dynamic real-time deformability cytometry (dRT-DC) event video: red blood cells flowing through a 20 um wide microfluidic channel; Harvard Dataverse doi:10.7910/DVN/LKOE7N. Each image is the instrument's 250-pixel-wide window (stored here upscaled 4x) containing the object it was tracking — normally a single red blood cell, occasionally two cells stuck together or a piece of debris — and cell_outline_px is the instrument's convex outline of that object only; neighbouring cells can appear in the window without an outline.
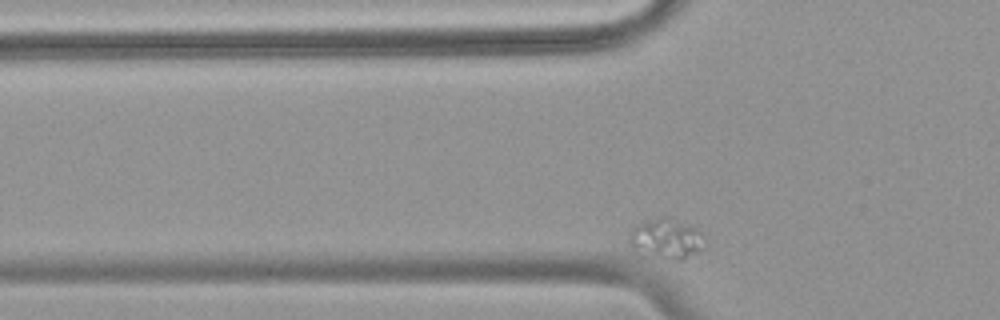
{"species": "common noctule bat (a hibernating species)", "species_latin": "Nyctalus noctula", "temperature_condition": "warm", "stored_images_in_passage": 55, "camera_frame_rate_fps": 3000, "um_per_image_px": 0.085, "animal": {"sex": "female", "body_mass_g": 18.4}, "frame": {"image": 1, "passage_image": 12, "time_ms": 3.667, "image_size_px": [1000, 320], "cell_outline_px": [[700, 248], [696, 252], [680, 260], [636, 256], [628, 244], [628, 232], [636, 224], [664, 216], [668, 216], [696, 228], [700, 232]], "centroid_in_image_um": [56.45, 20.32], "position_along_channel_um": 69.4, "area_um2": 17.8}}
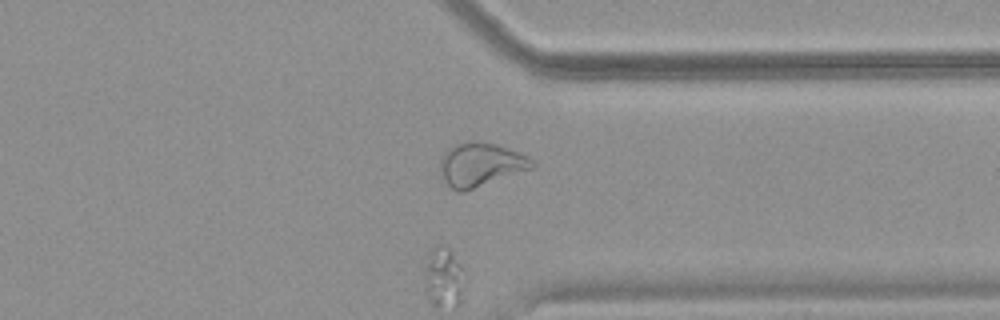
{"frame": {"image": 2, "passage_image": 43, "time_ms": 14.0, "image_size_px": [1000, 320], "cell_outline_px": [[536, 164], [532, 168], [464, 192], [460, 192], [452, 188], [440, 176], [440, 164], [444, 152], [448, 148], [456, 144], [468, 140], [476, 140], [496, 144], [528, 156]], "centroid_in_image_um": [40.83, 13.98], "position_along_channel_um": 370.6, "area_um2": 23.35}}
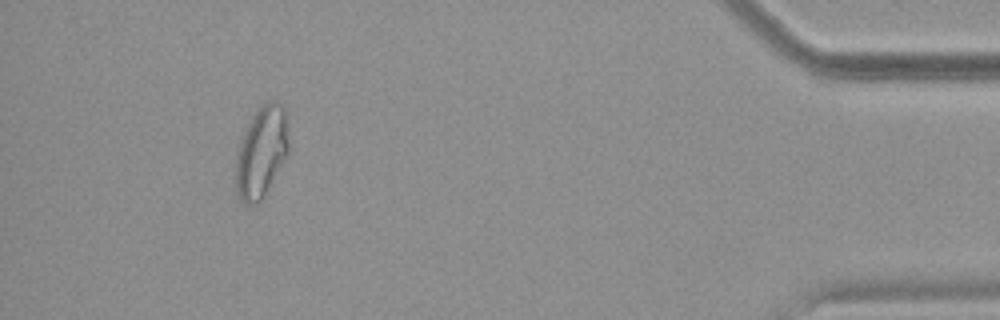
{"frame": {"image": 3, "passage_image": 51, "time_ms": 16.667, "image_size_px": [1000, 320], "cell_outline_px": [[288, 156], [264, 196], [260, 200], [252, 204], [244, 204], [240, 200], [236, 192], [236, 160], [240, 140], [256, 108], [268, 100], [276, 100], [284, 108], [288, 140]], "centroid_in_image_um": [22.22, 12.92], "position_along_channel_um": 413.0, "area_um2": 28.15}}